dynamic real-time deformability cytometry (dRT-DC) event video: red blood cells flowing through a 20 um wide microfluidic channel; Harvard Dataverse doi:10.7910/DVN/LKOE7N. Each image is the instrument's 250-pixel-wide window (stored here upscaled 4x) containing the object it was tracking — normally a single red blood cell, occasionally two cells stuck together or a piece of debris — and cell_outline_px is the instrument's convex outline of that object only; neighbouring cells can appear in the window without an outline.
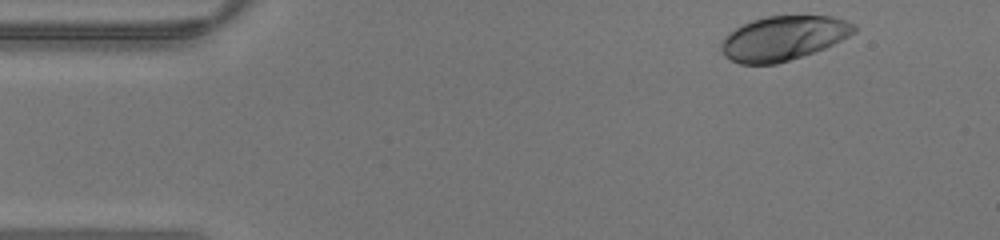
{"species": "human", "species_latin": "Homo sapiens", "temperature_condition": "warm", "stored_images_in_passage": 39, "camera_frame_rate_fps": 3000, "um_per_image_px": 0.085, "donor": {"sex": "male"}, "frame": {"image": 1, "passage_image": 1, "time_ms": 0.0, "image_size_px": [1000, 240], "cell_outline_px": [[856, 32], [824, 48], [776, 64], [740, 64], [724, 56], [720, 48], [720, 40], [728, 32], [752, 20], [768, 16], [832, 16], [856, 24]], "centroid_in_image_um": [66.54, 3.24], "position_along_channel_um": 18.5, "area_um2": 34.22}}
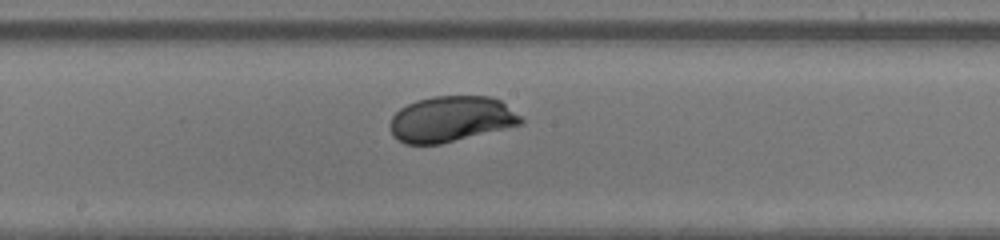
{"frame": {"image": 2, "passage_image": 19, "time_ms": 6.0, "image_size_px": [1000, 240], "cell_outline_px": [[524, 124], [440, 144], [404, 144], [392, 136], [392, 116], [400, 108], [416, 100], [432, 96], [492, 96], [500, 100], [520, 116], [524, 120]], "centroid_in_image_um": [38.36, 10.12], "position_along_channel_um": 209.8, "area_um2": 34.8}}
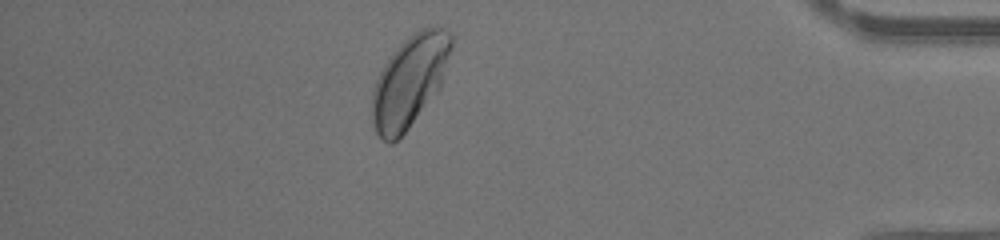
{"frame": {"image": 3, "passage_image": 34, "time_ms": 11.0, "image_size_px": [1000, 240], "cell_outline_px": [[452, 44], [440, 88], [408, 128], [392, 144], [388, 144], [376, 132], [372, 124], [372, 92], [376, 80], [384, 64], [392, 52], [408, 36], [420, 28], [444, 28], [452, 36]], "centroid_in_image_um": [34.79, 6.9], "position_along_channel_um": 400.4, "area_um2": 41.67}}